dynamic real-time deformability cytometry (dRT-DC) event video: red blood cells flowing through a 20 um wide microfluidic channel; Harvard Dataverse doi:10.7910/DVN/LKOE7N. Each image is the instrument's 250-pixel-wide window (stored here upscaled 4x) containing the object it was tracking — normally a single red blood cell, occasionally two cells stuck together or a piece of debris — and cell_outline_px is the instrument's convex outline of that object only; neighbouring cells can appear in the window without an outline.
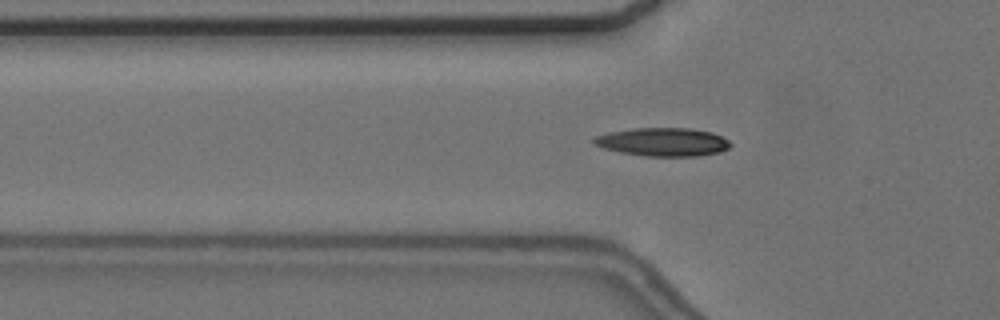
{"species": "common noctule bat (a hibernating species)", "species_latin": "Nyctalus noctula", "temperature_condition": "cold", "stored_images_in_passage": 57, "camera_frame_rate_fps": 3000, "um_per_image_px": 0.085, "animal": {"sex": "female", "body_mass_g": 24.6, "forearm_length_mm": 56.2}, "frame": {"image": 1, "passage_image": 19, "time_ms": 6.0, "image_size_px": [1000, 320], "cell_outline_px": [[732, 144], [728, 148], [720, 152], [700, 156], [644, 156], [620, 152], [604, 148], [592, 144], [592, 140], [596, 136], [608, 132], [632, 128], [692, 128], [712, 132], [728, 140]], "centroid_in_image_um": [56.34, 12.06], "position_along_channel_um": 69.5, "area_um2": 22.72}}
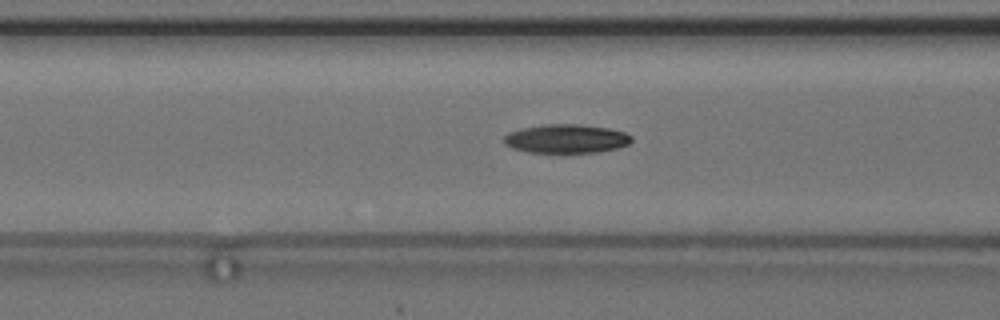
{"frame": {"image": 2, "passage_image": 23, "time_ms": 7.333, "image_size_px": [1000, 320], "cell_outline_px": [[632, 140], [628, 144], [616, 148], [596, 152], [528, 152], [512, 148], [504, 144], [504, 136], [508, 132], [520, 128], [544, 124], [580, 124], [608, 128], [624, 132], [632, 136]], "centroid_in_image_um": [48.09, 11.78], "position_along_channel_um": 118.5, "area_um2": 21.39}}
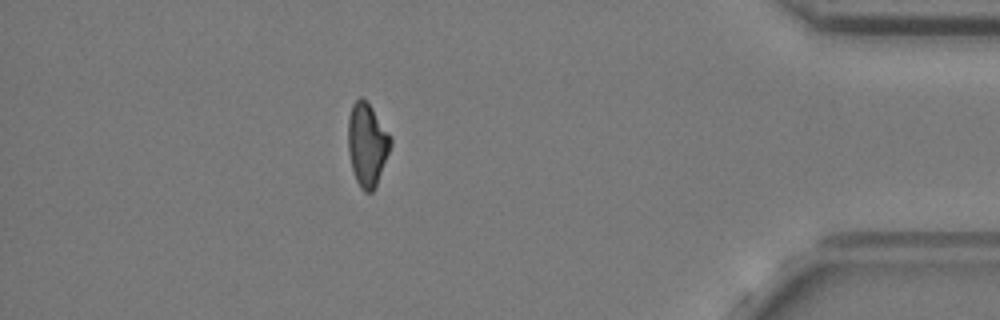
{"frame": {"image": 3, "passage_image": 50, "time_ms": 16.333, "image_size_px": [1000, 320], "cell_outline_px": [[392, 144], [376, 188], [372, 192], [364, 192], [360, 188], [356, 180], [352, 168], [348, 152], [348, 116], [352, 104], [360, 96], [372, 108], [392, 140]], "centroid_in_image_um": [31.19, 12.32], "position_along_channel_um": 404.0, "area_um2": 20.52}, "authors_computed_cell_mechanics": {"area_um2": 20.808, "velocity_mm_per_s": 3.6588, "shape_relaxation_time_tau1_ms": 6.0178, "shape_relaxation_time_tau2_ms": 8.5788, "deformation_change_tau1": 0.1623, "deformation_change_tau2": 0.1474}}